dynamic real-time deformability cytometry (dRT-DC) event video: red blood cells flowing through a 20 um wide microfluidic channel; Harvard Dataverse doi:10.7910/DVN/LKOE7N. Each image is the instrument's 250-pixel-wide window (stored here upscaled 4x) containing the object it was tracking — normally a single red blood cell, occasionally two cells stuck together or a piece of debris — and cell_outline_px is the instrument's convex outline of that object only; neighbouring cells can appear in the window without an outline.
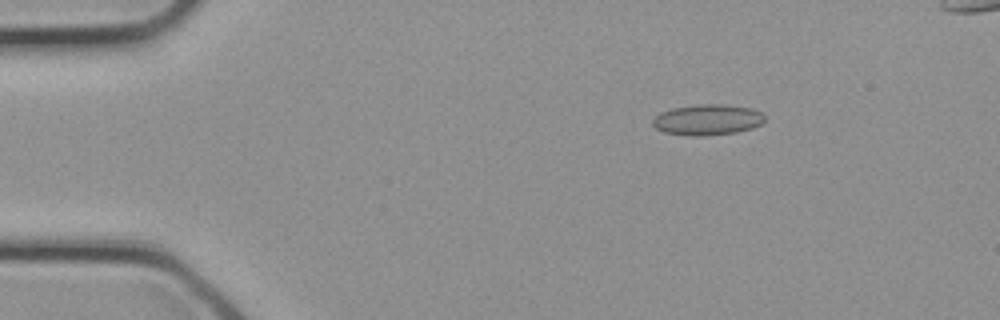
{"species": "common noctule bat (a hibernating species)", "species_latin": "Nyctalus noctula", "temperature_condition": "cold", "stored_images_in_passage": 30, "camera_frame_rate_fps": 3000, "um_per_image_px": 0.085, "animal": {"sex": "female", "body_mass_g": 21.9}, "frame": {"image": 1, "passage_image": 4, "time_ms": 1.0, "image_size_px": [1000, 320], "cell_outline_px": [[764, 120], [760, 124], [752, 128], [736, 132], [704, 136], [688, 136], [664, 132], [656, 128], [652, 124], [652, 120], [660, 112], [672, 108], [696, 104], [724, 104], [752, 108], [760, 112], [764, 116]], "centroid_in_image_um": [60.11, 10.17], "position_along_channel_um": 24.9, "area_um2": 20.17}}
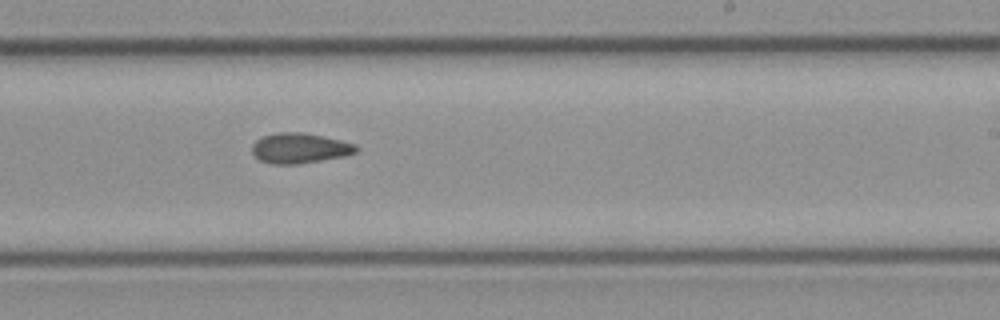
{"frame": {"image": 2, "passage_image": 18, "time_ms": 5.667, "image_size_px": [1000, 320], "cell_outline_px": [[360, 148], [356, 152], [344, 156], [300, 164], [272, 164], [260, 160], [252, 152], [252, 144], [256, 140], [264, 136], [280, 132], [304, 132], [340, 140], [356, 144]], "centroid_in_image_um": [25.49, 12.59], "position_along_channel_um": 263.5, "area_um2": 18.32}}
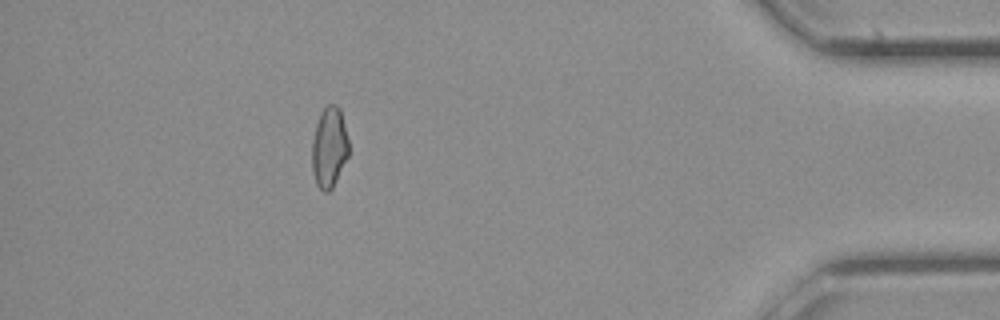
{"frame": {"image": 3, "passage_image": 27, "time_ms": 8.667, "image_size_px": [1000, 320], "cell_outline_px": [[348, 156], [332, 188], [328, 192], [324, 192], [316, 184], [312, 168], [312, 140], [316, 124], [320, 112], [328, 104], [336, 104], [340, 108], [348, 140]], "centroid_in_image_um": [27.97, 12.51], "position_along_channel_um": 407.2, "area_um2": 17.17}}